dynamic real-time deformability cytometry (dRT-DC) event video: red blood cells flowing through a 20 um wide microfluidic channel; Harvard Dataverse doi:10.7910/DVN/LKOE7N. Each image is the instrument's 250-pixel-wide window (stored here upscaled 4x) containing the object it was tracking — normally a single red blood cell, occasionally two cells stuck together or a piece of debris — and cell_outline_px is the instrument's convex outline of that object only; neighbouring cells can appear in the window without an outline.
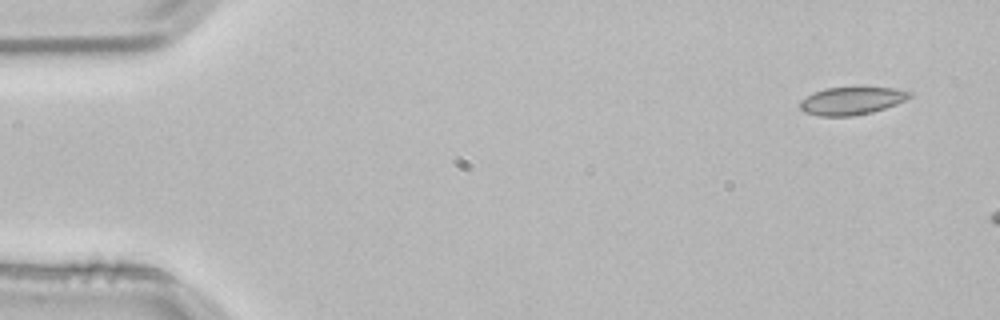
{"species": "common noctule bat (a hibernating species)", "species_latin": "Nyctalus noctula", "temperature_condition": "room temperature", "stored_images_in_passage": 3, "camera_frame_rate_fps": 3000, "um_per_image_px": 0.085, "animal": {"sex": "male", "body_mass_g": 21.5, "forearm_length_mm": 52.0}, "frame": {"image": 1, "passage_image": 1, "time_ms": 0.0, "image_size_px": [1000, 320], "cell_outline_px": [[912, 96], [896, 104], [872, 112], [852, 116], [820, 116], [804, 112], [800, 108], [800, 100], [812, 92], [824, 88], [896, 88], [912, 92]], "centroid_in_image_um": [72.36, 8.57], "position_along_channel_um": 12.6, "area_um2": 17.63}}